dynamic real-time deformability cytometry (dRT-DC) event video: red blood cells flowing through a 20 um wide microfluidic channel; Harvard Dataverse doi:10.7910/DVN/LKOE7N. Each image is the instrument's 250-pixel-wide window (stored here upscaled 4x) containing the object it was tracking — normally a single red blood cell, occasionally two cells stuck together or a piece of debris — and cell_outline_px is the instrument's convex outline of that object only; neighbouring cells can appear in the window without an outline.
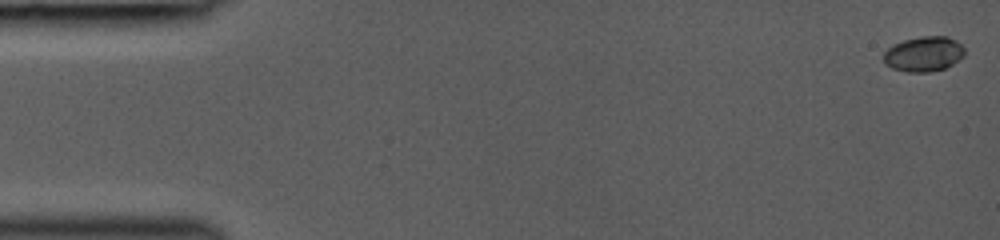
{"species": "common noctule bat (a hibernating species)", "species_latin": "Nyctalus noctula", "temperature_condition": "room temperature", "stored_images_in_passage": 17, "camera_frame_rate_fps": 3000, "um_per_image_px": 0.085, "animal": {"sex": "female", "body_mass_g": 19.0, "forearm_length_mm": 53.3}, "frame": {"image": 1, "passage_image": 1, "time_ms": 0.0, "image_size_px": [1000, 240], "cell_outline_px": [[964, 56], [952, 64], [944, 68], [932, 72], [908, 72], [892, 68], [884, 64], [884, 52], [892, 44], [904, 40], [920, 36], [948, 36], [956, 40], [964, 48]], "centroid_in_image_um": [78.51, 4.58], "position_along_channel_um": 6.5, "area_um2": 16.65}}
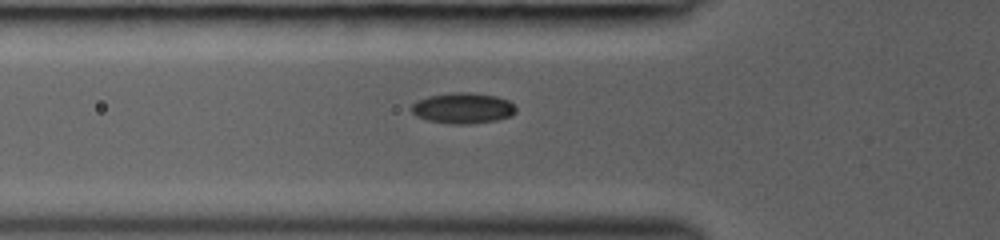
{"frame": {"image": 2, "passage_image": 10, "time_ms": 5.333, "image_size_px": [1000, 240], "cell_outline_px": [[516, 112], [512, 116], [496, 120], [468, 124], [448, 124], [428, 120], [416, 116], [412, 112], [412, 104], [416, 100], [428, 96], [452, 92], [468, 92], [496, 96], [508, 100], [516, 108]], "centroid_in_image_um": [39.33, 9.19], "position_along_channel_um": 86.5, "area_um2": 18.79}}
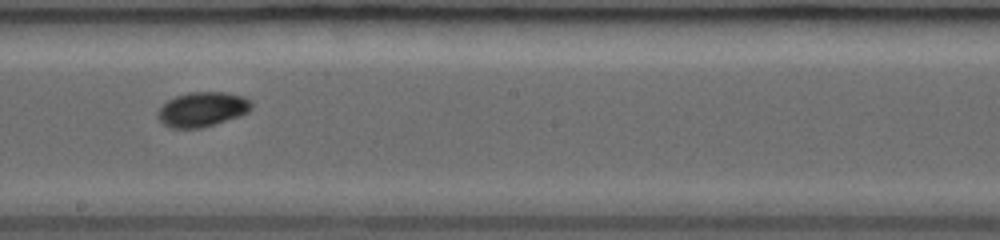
{"frame": {"image": 3, "passage_image": 16, "time_ms": 8.667, "image_size_px": [1000, 240], "cell_outline_px": [[252, 108], [248, 112], [240, 116], [200, 128], [168, 128], [156, 116], [156, 112], [168, 100], [176, 96], [188, 92], [228, 92], [244, 96], [252, 100]], "centroid_in_image_um": [17.21, 9.28], "position_along_channel_um": 231.0, "area_um2": 19.07}}